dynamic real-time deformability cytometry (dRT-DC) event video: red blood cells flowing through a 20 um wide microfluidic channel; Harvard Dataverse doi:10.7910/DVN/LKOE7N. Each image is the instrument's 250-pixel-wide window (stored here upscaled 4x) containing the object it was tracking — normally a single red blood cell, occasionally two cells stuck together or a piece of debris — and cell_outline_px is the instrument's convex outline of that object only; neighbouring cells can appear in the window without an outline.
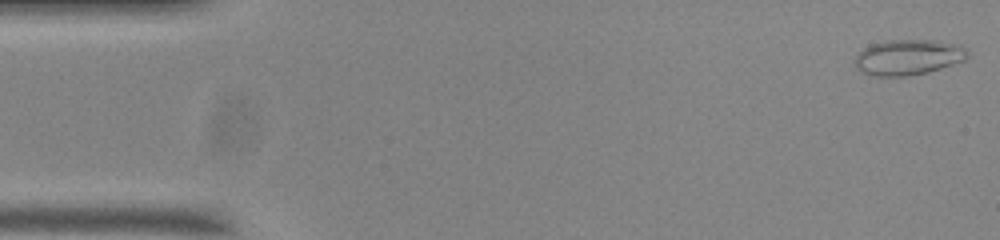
{"species": "common noctule bat (a hibernating species)", "species_latin": "Nyctalus noctula", "temperature_condition": "room temperature", "stored_images_in_passage": 54, "camera_frame_rate_fps": 3000, "um_per_image_px": 0.085, "animal": {"sex": "male", "body_mass_g": 20.0, "forearm_length_mm": 53.3}, "frame": {"image": 1, "passage_image": 1, "time_ms": 0.0, "image_size_px": [1000, 240], "cell_outline_px": [[968, 56], [964, 60], [940, 68], [924, 72], [904, 76], [876, 76], [864, 72], [856, 64], [856, 56], [864, 48], [872, 44], [888, 40], [932, 40], [952, 44], [968, 52]], "centroid_in_image_um": [77.17, 4.86], "position_along_channel_um": 7.8, "area_um2": 22.43}}
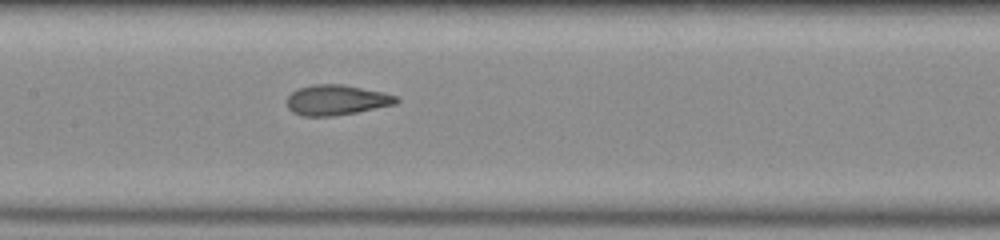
{"frame": {"image": 2, "passage_image": 25, "time_ms": 8.0, "image_size_px": [1000, 240], "cell_outline_px": [[400, 100], [396, 104], [356, 112], [328, 116], [304, 116], [292, 112], [288, 108], [288, 96], [292, 92], [300, 88], [312, 84], [340, 84], [384, 92], [396, 96]], "centroid_in_image_um": [28.61, 8.5], "position_along_channel_um": 178.8, "area_um2": 19.07}}
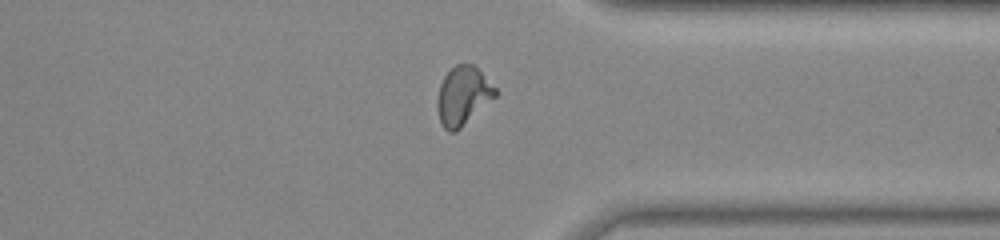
{"frame": {"image": 3, "passage_image": 41, "time_ms": 13.333, "image_size_px": [1000, 240], "cell_outline_px": [[496, 96], [456, 132], [448, 132], [444, 128], [440, 120], [436, 104], [440, 84], [444, 76], [456, 64], [472, 64], [496, 88]], "centroid_in_image_um": [39.33, 8.16], "position_along_channel_um": 372.1, "area_um2": 19.48}, "authors_computed_cell_mechanics": {"area_um2": 19.3052, "velocity_mm_per_s": 3.7246, "shape_relaxation_time_tau1_ms": null, "shape_relaxation_time_tau2_ms": 1.1868, "deformation_change_tau1": null, "deformation_change_tau2": 0.0693}}